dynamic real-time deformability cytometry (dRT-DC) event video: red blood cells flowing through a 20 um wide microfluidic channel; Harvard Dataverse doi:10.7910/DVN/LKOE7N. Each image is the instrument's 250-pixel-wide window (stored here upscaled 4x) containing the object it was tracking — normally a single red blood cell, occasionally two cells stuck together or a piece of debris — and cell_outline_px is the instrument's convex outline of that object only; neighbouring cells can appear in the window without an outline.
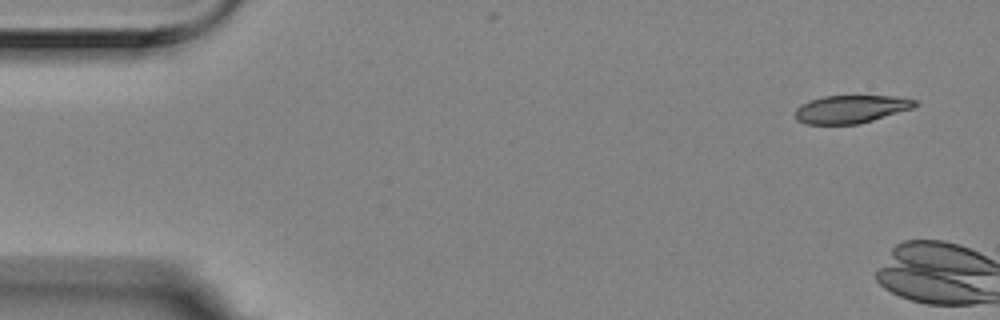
{"species": "Egyptian fruit bat (a non-hibernating species)", "species_latin": "Rousettus aegyptiacus", "temperature_condition": "room temperature", "stored_images_in_passage": 2, "camera_frame_rate_fps": 3000, "um_per_image_px": 0.085, "animal": {"sex": "female"}, "frame": {"image": 1, "passage_image": 1, "time_ms": 0.0, "image_size_px": [1000, 320], "cell_outline_px": [[920, 104], [912, 108], [872, 120], [856, 124], [808, 124], [796, 120], [796, 108], [800, 104], [824, 96], [896, 96], [916, 100]], "centroid_in_image_um": [72.33, 9.27], "position_along_channel_um": 12.7, "area_um2": 19.31}}